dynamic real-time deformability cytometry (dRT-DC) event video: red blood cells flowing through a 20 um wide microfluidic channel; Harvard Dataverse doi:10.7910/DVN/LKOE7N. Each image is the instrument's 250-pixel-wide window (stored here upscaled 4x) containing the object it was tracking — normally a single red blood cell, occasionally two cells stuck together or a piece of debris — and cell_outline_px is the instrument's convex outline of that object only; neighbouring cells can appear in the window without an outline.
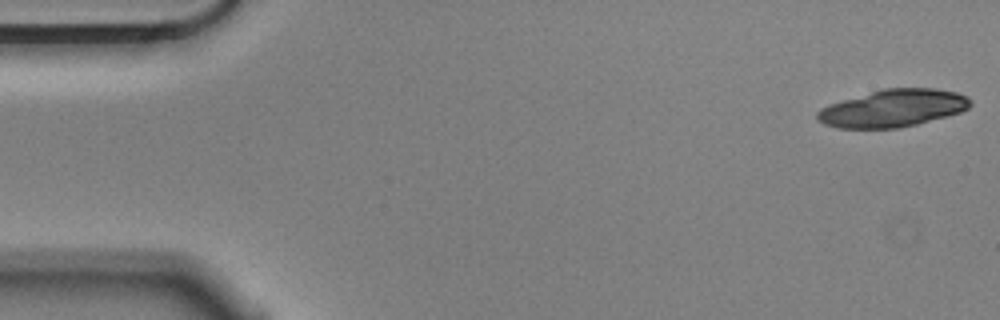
{"species": "Egyptian fruit bat (a non-hibernating species)", "species_latin": "Rousettus aegyptiacus", "temperature_condition": "cold", "stored_images_in_passage": 28, "camera_frame_rate_fps": 3000, "um_per_image_px": 0.085, "animal": {"sex": "male"}, "frame": {"image": 1, "passage_image": 1, "time_ms": 0.0, "image_size_px": [1000, 320], "cell_outline_px": [[972, 104], [968, 108], [960, 112], [916, 124], [900, 128], [840, 128], [824, 124], [816, 120], [816, 112], [820, 108], [828, 104], [884, 88], [936, 88], [956, 92], [968, 96], [972, 100]], "centroid_in_image_um": [75.89, 9.19], "position_along_channel_um": 9.1, "area_um2": 33.41}}
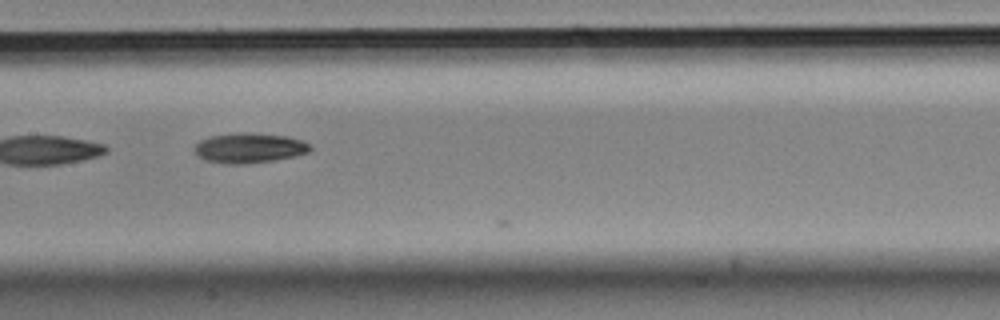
{"frame": {"image": 2, "passage_image": 27, "time_ms": 8.667, "image_size_px": [1000, 320], "cell_outline_px": [[312, 148], [308, 152], [296, 156], [248, 164], [224, 164], [208, 160], [196, 156], [196, 144], [200, 140], [208, 136], [236, 132], [248, 132], [288, 136], [312, 144]], "centroid_in_image_um": [21.2, 12.57], "position_along_channel_um": 186.2, "area_um2": 20.4}}